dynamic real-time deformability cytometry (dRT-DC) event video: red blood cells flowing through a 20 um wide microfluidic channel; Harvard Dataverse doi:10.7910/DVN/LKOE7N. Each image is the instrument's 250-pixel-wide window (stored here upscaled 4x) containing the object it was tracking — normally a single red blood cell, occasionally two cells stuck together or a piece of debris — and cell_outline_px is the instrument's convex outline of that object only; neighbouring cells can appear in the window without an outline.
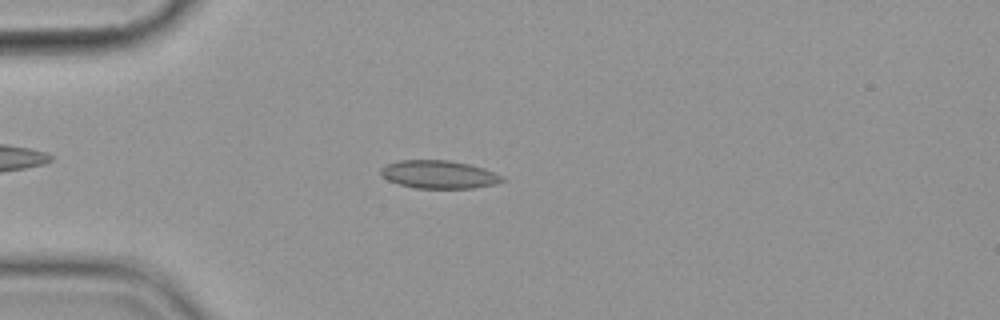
{"species": "common noctule bat (a hibernating species)", "species_latin": "Nyctalus noctula", "temperature_condition": "cold", "stored_images_in_passage": 3, "camera_frame_rate_fps": 3000, "um_per_image_px": 0.085, "animal": {"sex": "female", "body_mass_g": 19.9}, "frame": {"image": 1, "passage_image": 2, "time_ms": 1.0, "image_size_px": [1000, 320], "cell_outline_px": [[504, 180], [496, 184], [472, 188], [416, 188], [400, 184], [388, 180], [380, 172], [380, 168], [388, 164], [400, 160], [448, 160], [468, 164], [484, 168], [504, 176]], "centroid_in_image_um": [37.33, 14.83], "position_along_channel_um": 47.7, "area_um2": 19.71}}
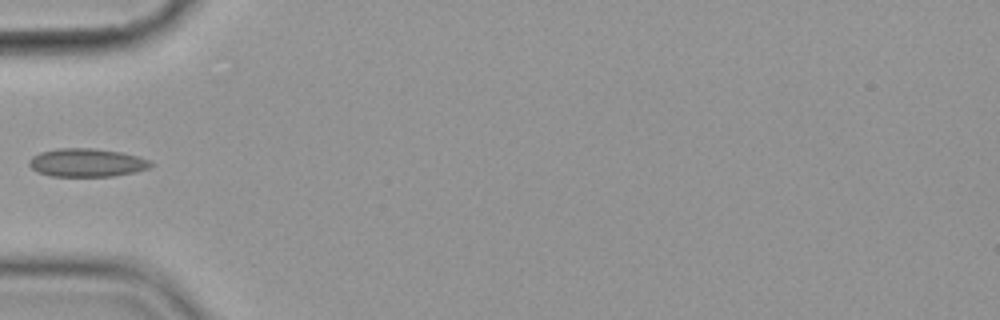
{"frame": {"image": 2, "passage_image": 3, "time_ms": 2.333, "image_size_px": [1000, 320], "cell_outline_px": [[152, 164], [148, 168], [136, 172], [112, 176], [52, 176], [40, 172], [32, 168], [28, 164], [28, 160], [32, 156], [40, 152], [60, 148], [92, 148], [120, 152], [136, 156], [148, 160]], "centroid_in_image_um": [7.35, 13.82], "position_along_channel_um": 77.7, "area_um2": 19.83}}